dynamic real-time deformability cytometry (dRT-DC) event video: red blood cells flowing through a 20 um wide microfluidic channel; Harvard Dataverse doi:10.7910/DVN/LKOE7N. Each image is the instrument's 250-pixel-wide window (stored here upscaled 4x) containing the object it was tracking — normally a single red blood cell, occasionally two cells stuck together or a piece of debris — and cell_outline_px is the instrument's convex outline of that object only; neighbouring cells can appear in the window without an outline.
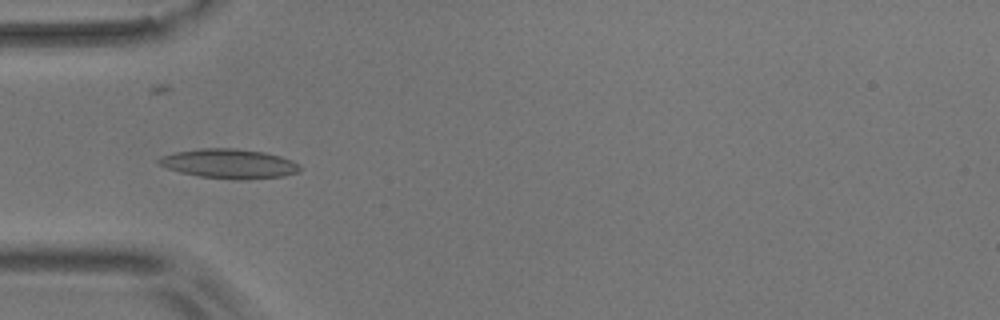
{"species": "common noctule bat (a hibernating species)", "species_latin": "Nyctalus noctula", "temperature_condition": "room temperature", "stored_images_in_passage": 7, "camera_frame_rate_fps": 3000, "um_per_image_px": 0.085, "animal": {"sex": "male", "body_mass_g": 17.9}, "frame": {"image": 1, "passage_image": 5, "time_ms": 4.667, "image_size_px": [1000, 320], "cell_outline_px": [[300, 168], [296, 172], [284, 176], [244, 180], [240, 180], [200, 176], [180, 172], [168, 168], [160, 164], [156, 160], [160, 156], [176, 152], [200, 148], [236, 148], [264, 152], [280, 156], [292, 160]], "centroid_in_image_um": [19.46, 13.91], "position_along_channel_um": 65.5, "area_um2": 24.04}}
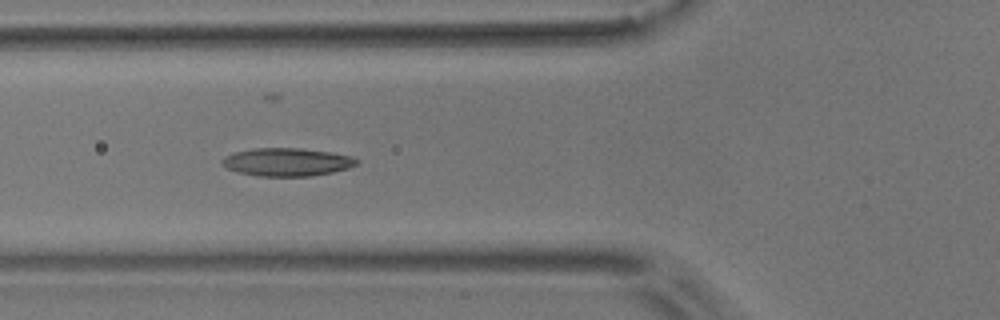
{"frame": {"image": 2, "passage_image": 6, "time_ms": 5.667, "image_size_px": [1000, 320], "cell_outline_px": [[360, 164], [348, 168], [332, 172], [312, 176], [260, 176], [236, 172], [220, 164], [220, 160], [224, 156], [236, 152], [252, 148], [304, 148], [332, 152], [352, 156], [360, 160]], "centroid_in_image_um": [24.41, 13.76], "position_along_channel_um": 101.4, "area_um2": 22.31}}